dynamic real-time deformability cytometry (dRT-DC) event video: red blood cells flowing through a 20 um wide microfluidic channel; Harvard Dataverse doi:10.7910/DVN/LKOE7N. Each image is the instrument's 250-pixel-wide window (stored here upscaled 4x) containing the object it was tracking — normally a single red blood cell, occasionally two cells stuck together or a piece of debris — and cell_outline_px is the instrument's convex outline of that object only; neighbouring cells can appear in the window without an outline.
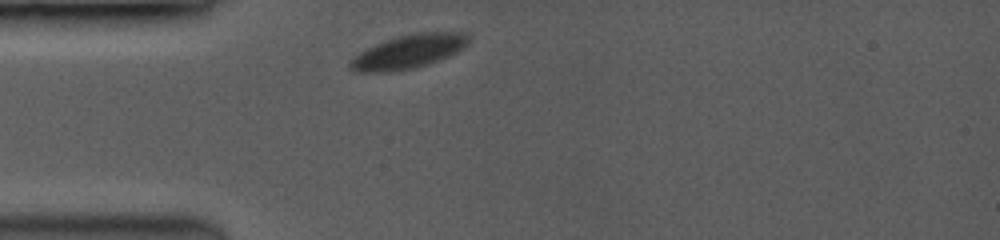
{"species": "common noctule bat (a hibernating species)", "species_latin": "Nyctalus noctula", "temperature_condition": "room temperature", "stored_images_in_passage": 1, "camera_frame_rate_fps": 3500, "um_per_image_px": 0.085, "animal": {"sex": "female", "body_mass_g": 19.0, "forearm_length_mm": 53.3}, "frame": {"image": 1, "passage_image": 1, "time_ms": 0.0, "image_size_px": [1000, 240], "cell_outline_px": [[468, 44], [456, 52], [436, 60], [412, 68], [376, 72], [360, 72], [352, 68], [348, 64], [360, 52], [384, 40], [396, 36], [412, 32], [464, 32], [468, 40]], "centroid_in_image_um": [34.72, 4.35], "position_along_channel_um": 50.3, "area_um2": 22.54}}